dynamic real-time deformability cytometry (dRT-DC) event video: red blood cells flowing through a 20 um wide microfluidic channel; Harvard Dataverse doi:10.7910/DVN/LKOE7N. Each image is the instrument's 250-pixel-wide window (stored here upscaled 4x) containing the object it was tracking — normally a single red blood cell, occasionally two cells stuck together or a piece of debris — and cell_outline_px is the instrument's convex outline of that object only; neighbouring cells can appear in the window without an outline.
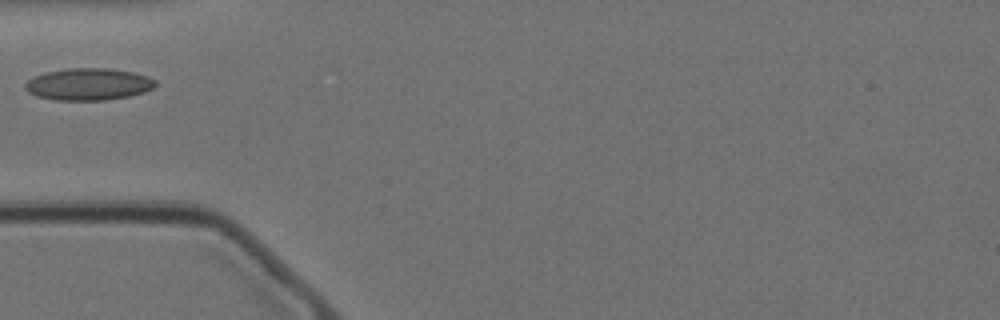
{"species": "Egyptian fruit bat (a non-hibernating species)", "species_latin": "Rousettus aegyptiacus", "temperature_condition": "cold", "stored_images_in_passage": 9, "camera_frame_rate_fps": 3000, "um_per_image_px": 0.085, "animal": {"sex": "female"}, "frame": {"image": 1, "passage_image": 1, "time_ms": 0.0, "image_size_px": [1000, 320], "cell_outline_px": [[156, 84], [152, 88], [144, 92], [128, 96], [104, 100], [56, 100], [36, 96], [28, 92], [24, 88], [24, 84], [28, 80], [44, 72], [68, 68], [108, 68], [132, 72], [148, 76], [156, 80]], "centroid_in_image_um": [7.5, 7.15], "position_along_channel_um": 77.5, "area_um2": 24.28}}